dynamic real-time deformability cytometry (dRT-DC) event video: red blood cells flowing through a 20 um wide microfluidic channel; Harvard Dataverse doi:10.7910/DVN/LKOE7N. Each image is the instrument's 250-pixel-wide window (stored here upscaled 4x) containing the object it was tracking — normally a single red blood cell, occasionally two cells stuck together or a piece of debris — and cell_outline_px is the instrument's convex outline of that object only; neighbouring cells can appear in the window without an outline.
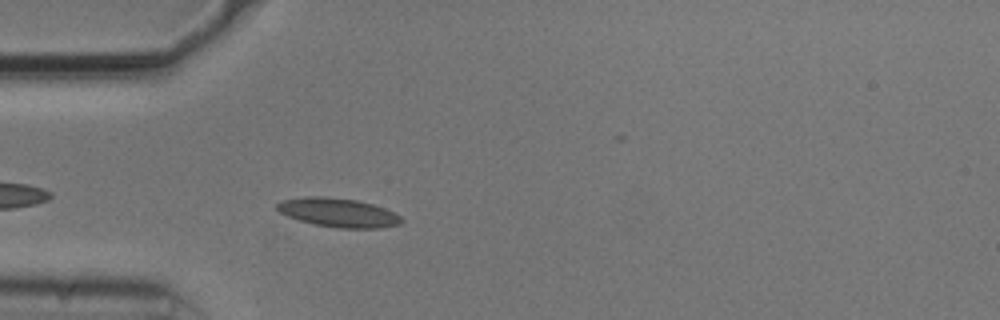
{"species": "common noctule bat (a hibernating species)", "species_latin": "Nyctalus noctula", "temperature_condition": "cold", "stored_images_in_passage": 42, "camera_frame_rate_fps": 3000, "um_per_image_px": 0.085, "animal": {"sex": "male", "body_mass_g": 20.5, "forearm_length_mm": 52.5}, "frame": {"image": 1, "passage_image": 4, "time_ms": 1.0, "image_size_px": [1000, 320], "cell_outline_px": [[404, 220], [400, 224], [380, 228], [340, 228], [316, 224], [300, 220], [288, 216], [280, 212], [276, 208], [276, 204], [280, 200], [308, 196], [324, 196], [356, 200], [372, 204], [384, 208], [400, 216]], "centroid_in_image_um": [28.74, 18.06], "position_along_channel_um": 56.3, "area_um2": 20.81}}
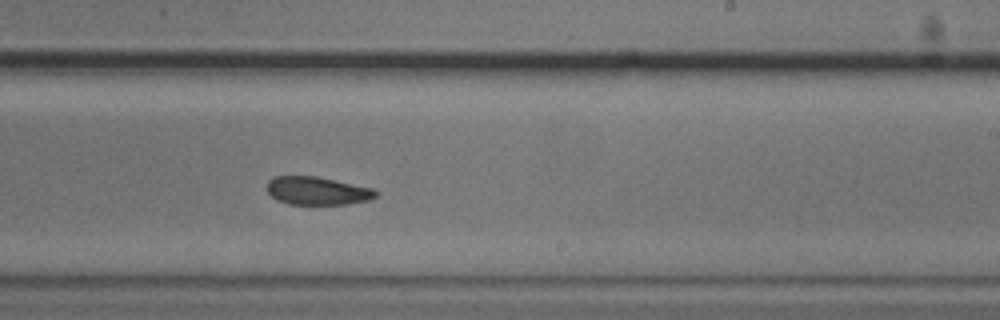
{"frame": {"image": 2, "passage_image": 21, "time_ms": 6.667, "image_size_px": [1000, 320], "cell_outline_px": [[376, 196], [368, 200], [348, 204], [288, 204], [276, 200], [268, 192], [268, 180], [272, 176], [316, 176], [372, 188], [376, 192]], "centroid_in_image_um": [26.93, 16.22], "position_along_channel_um": 262.1, "area_um2": 17.69}}
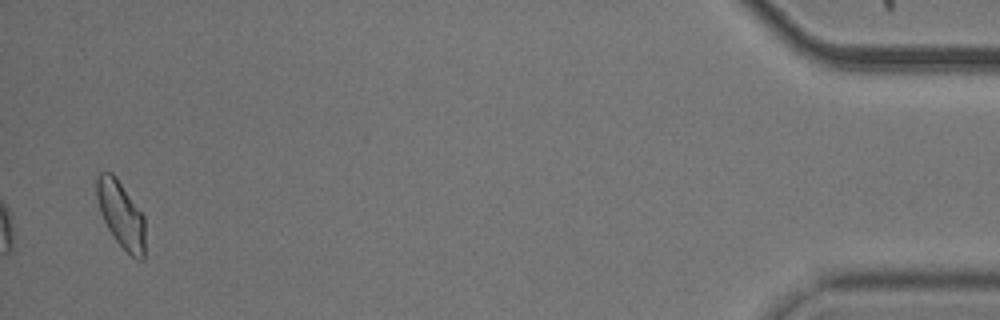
{"frame": {"image": 3, "passage_image": 41, "time_ms": 13.333, "image_size_px": [1000, 320], "cell_outline_px": [[144, 260], [140, 260], [132, 256], [116, 240], [108, 228], [100, 212], [96, 196], [96, 172], [112, 172], [116, 176], [144, 216]], "centroid_in_image_um": [10.26, 18.18], "position_along_channel_um": 424.9, "area_um2": 18.67}, "authors_computed_cell_mechanics": {"area_um2": 18.6983, "velocity_mm_per_s": 3.7181, "shape_relaxation_time_tau1_ms": 2.9274, "shape_relaxation_time_tau2_ms": 2.4404, "deformation_change_tau1": 0.095, "deformation_change_tau2": 0.0709}}